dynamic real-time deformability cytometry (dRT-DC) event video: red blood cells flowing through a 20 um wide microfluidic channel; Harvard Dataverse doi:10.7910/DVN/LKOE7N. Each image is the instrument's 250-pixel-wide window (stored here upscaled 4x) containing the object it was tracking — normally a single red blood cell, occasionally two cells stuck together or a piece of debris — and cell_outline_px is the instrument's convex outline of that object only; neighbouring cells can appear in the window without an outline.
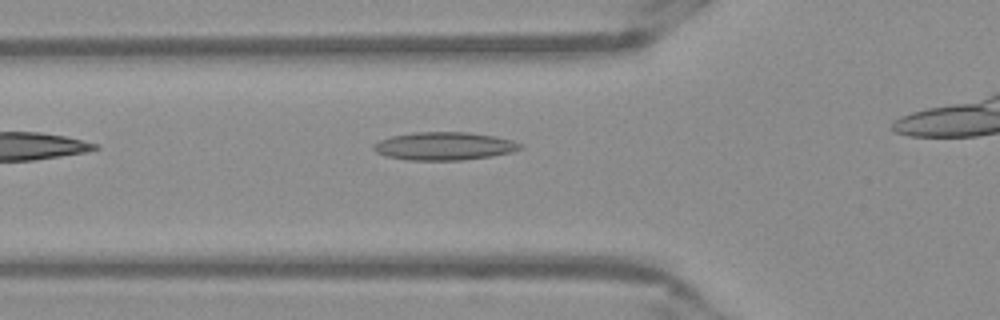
{"species": "Egyptian fruit bat (a non-hibernating species)", "species_latin": "Rousettus aegyptiacus", "temperature_condition": "warm", "stored_images_in_passage": 27, "camera_frame_rate_fps": 3000, "um_per_image_px": 0.085, "frame": {"image": 1, "passage_image": 3, "time_ms": 0.667, "image_size_px": [1000, 320], "cell_outline_px": [[524, 148], [512, 152], [492, 156], [460, 160], [408, 160], [384, 156], [376, 152], [372, 148], [372, 144], [380, 140], [392, 136], [412, 132], [468, 132], [492, 136], [512, 140], [520, 144]], "centroid_in_image_um": [37.72, 12.42], "position_along_channel_um": 88.1, "area_um2": 23.99}}
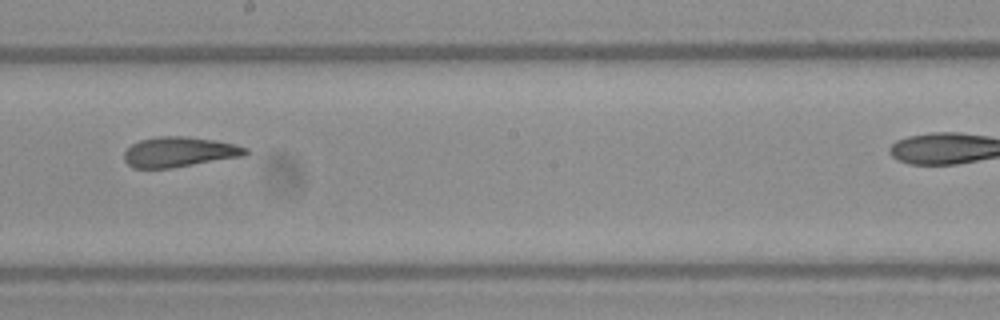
{"frame": {"image": 2, "passage_image": 14, "time_ms": 4.333, "image_size_px": [1000, 320], "cell_outline_px": [[248, 152], [244, 156], [172, 168], [132, 168], [124, 160], [124, 152], [132, 144], [140, 140], [156, 136], [184, 136], [212, 140], [232, 144], [248, 148]], "centroid_in_image_um": [15.2, 12.92], "position_along_channel_um": 233.0, "area_um2": 21.21}}
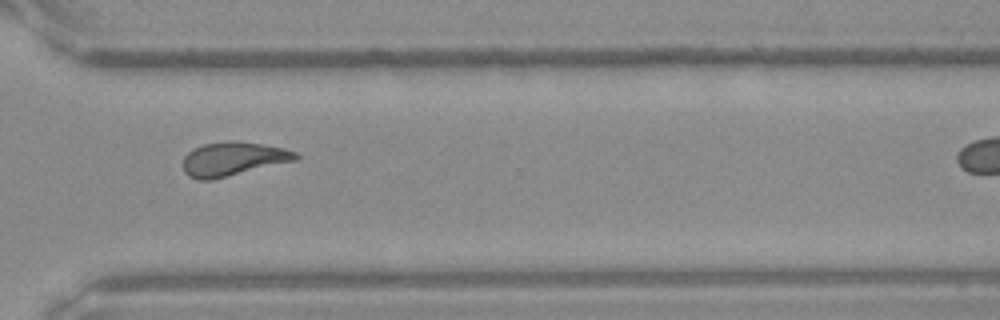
{"frame": {"image": 3, "passage_image": 23, "time_ms": 7.333, "image_size_px": [1000, 320], "cell_outline_px": [[300, 156], [296, 160], [212, 180], [200, 180], [188, 176], [184, 172], [184, 156], [192, 148], [204, 144], [228, 140], [232, 140], [260, 144], [284, 148], [296, 152]], "centroid_in_image_um": [19.79, 13.51], "position_along_channel_um": 350.8, "area_um2": 22.2}}